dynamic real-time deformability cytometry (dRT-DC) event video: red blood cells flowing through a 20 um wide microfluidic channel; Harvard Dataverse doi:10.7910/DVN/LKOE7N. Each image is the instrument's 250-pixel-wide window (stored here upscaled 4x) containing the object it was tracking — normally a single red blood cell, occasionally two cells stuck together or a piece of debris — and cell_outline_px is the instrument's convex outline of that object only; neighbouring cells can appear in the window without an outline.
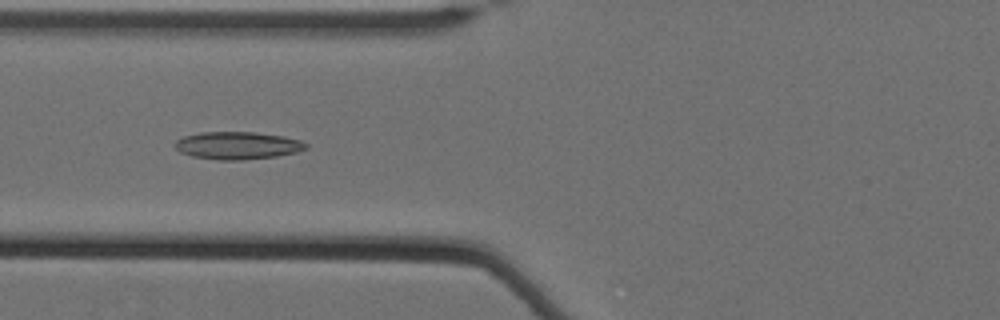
{"species": "Egyptian fruit bat (a non-hibernating species)", "species_latin": "Rousettus aegyptiacus", "temperature_condition": "cold", "stored_images_in_passage": 50, "camera_frame_rate_fps": 3000, "um_per_image_px": 0.085, "animal": {"sex": "female"}, "frame": {"image": 1, "passage_image": 16, "time_ms": 5.0, "image_size_px": [1000, 320], "cell_outline_px": [[308, 148], [296, 152], [276, 156], [240, 160], [220, 160], [192, 156], [180, 152], [172, 144], [176, 140], [184, 136], [200, 132], [256, 132], [284, 136], [300, 140], [308, 144]], "centroid_in_image_um": [20.18, 12.36], "position_along_channel_um": 105.6, "area_um2": 21.1}}
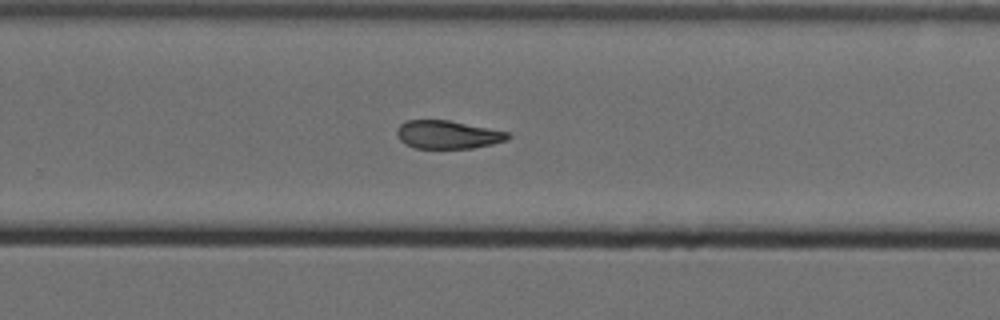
{"frame": {"image": 2, "passage_image": 32, "time_ms": 10.333, "image_size_px": [1000, 320], "cell_outline_px": [[512, 136], [508, 140], [492, 144], [472, 148], [416, 148], [400, 140], [396, 132], [396, 128], [400, 124], [408, 120], [448, 120], [508, 132]], "centroid_in_image_um": [38.07, 11.44], "position_along_channel_um": 291.7, "area_um2": 18.09}}
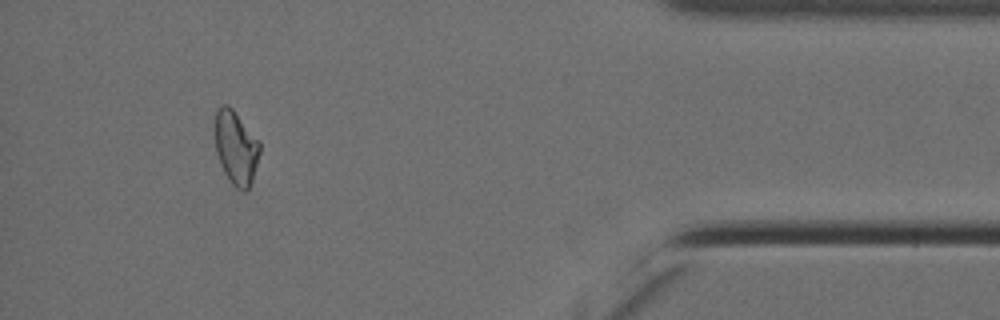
{"frame": {"image": 3, "passage_image": 46, "time_ms": 15.0, "image_size_px": [1000, 320], "cell_outline_px": [[260, 152], [252, 180], [248, 188], [244, 192], [236, 188], [232, 184], [224, 172], [216, 152], [216, 108], [220, 104], [228, 104], [232, 108], [260, 140]], "centroid_in_image_um": [20.07, 12.52], "position_along_channel_um": 415.1, "area_um2": 19.19}, "authors_computed_cell_mechanics": {"area_um2": 19.4786, "velocity_mm_per_s": 3.4869, "shape_relaxation_time_tau1_ms": null, "shape_relaxation_time_tau2_ms": 5.5713, "deformation_change_tau1": null, "deformation_change_tau2": 0.1237}}